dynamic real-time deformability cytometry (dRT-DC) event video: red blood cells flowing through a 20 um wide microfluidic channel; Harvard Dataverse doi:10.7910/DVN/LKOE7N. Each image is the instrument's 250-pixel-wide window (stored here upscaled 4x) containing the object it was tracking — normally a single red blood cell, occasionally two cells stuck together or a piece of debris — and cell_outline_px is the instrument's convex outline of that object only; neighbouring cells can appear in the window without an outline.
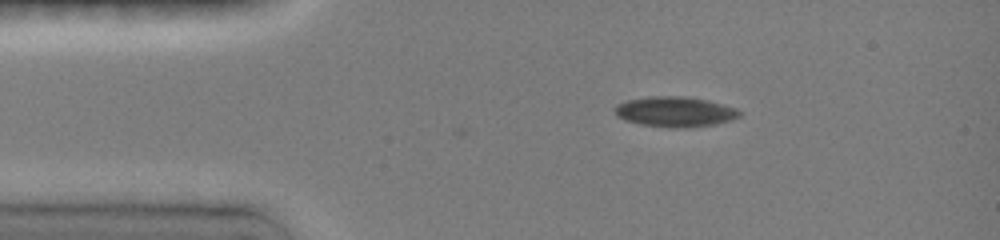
{"species": "common noctule bat (a hibernating species)", "species_latin": "Nyctalus noctula", "temperature_condition": "room temperature", "stored_images_in_passage": 3, "camera_frame_rate_fps": 3000, "um_per_image_px": 0.085, "animal": {"sex": "female", "body_mass_g": 19.0, "forearm_length_mm": 51.5}, "frame": {"image": 1, "passage_image": 1, "time_ms": 0.0, "image_size_px": [1000, 240], "cell_outline_px": [[744, 112], [740, 116], [732, 120], [716, 124], [692, 128], [668, 128], [640, 124], [624, 120], [616, 116], [612, 108], [616, 104], [628, 100], [648, 96], [688, 96], [708, 100], [736, 108]], "centroid_in_image_um": [57.38, 9.5], "position_along_channel_um": 27.6, "area_um2": 22.54}}